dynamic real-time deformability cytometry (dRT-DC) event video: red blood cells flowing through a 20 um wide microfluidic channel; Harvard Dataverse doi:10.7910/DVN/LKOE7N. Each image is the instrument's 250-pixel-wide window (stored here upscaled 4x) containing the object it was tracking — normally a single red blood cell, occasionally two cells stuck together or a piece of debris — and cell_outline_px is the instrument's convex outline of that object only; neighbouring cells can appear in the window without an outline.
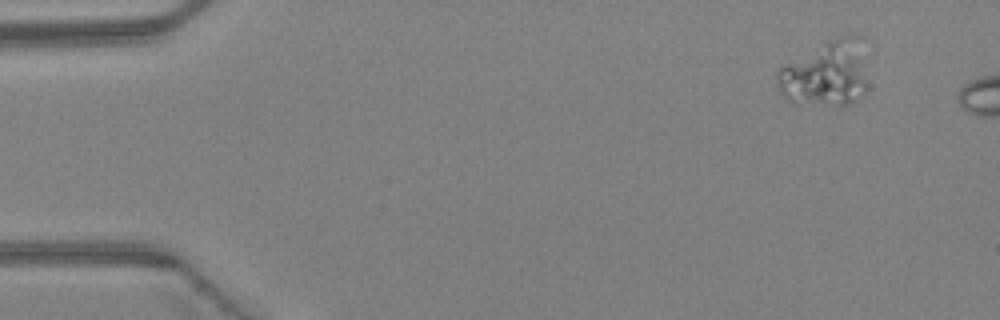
{"species": "Egyptian fruit bat (a non-hibernating species)", "species_latin": "Rousettus aegyptiacus", "temperature_condition": "warm", "stored_images_in_passage": 3, "camera_frame_rate_fps": 3000, "um_per_image_px": 0.085, "animal": {"sex": "female"}, "frame": {"image": 1, "passage_image": 1, "time_ms": 0.0, "image_size_px": [1000, 320], "cell_outline_px": [[864, 92], [852, 104], [796, 104], [788, 100], [780, 92], [776, 80], [776, 72], [784, 64], [828, 40], [848, 32], [864, 36]], "centroid_in_image_um": [70.2, 6.2], "position_along_channel_um": 14.8, "area_um2": 34.91}}